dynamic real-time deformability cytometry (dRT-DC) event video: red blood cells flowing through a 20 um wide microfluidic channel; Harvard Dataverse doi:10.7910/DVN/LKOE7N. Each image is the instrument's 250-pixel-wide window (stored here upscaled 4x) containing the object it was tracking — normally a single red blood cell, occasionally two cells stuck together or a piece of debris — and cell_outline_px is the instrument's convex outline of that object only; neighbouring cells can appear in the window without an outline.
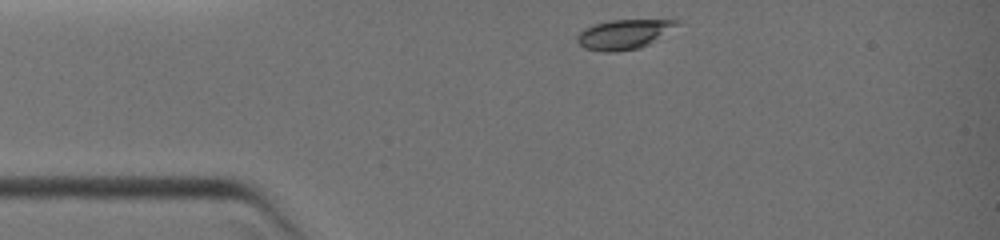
{"species": "common noctule bat (a hibernating species)", "species_latin": "Nyctalus noctula", "temperature_condition": "warm", "stored_images_in_passage": 32, "camera_frame_rate_fps": 3000, "um_per_image_px": 0.085, "animal": {"sex": "female", "body_mass_g": 19.0, "forearm_length_mm": 51.5}, "frame": {"image": 1, "passage_image": 1, "time_ms": 0.0, "image_size_px": [1000, 240], "cell_outline_px": [[680, 24], [648, 44], [640, 48], [616, 52], [604, 52], [584, 48], [576, 40], [576, 36], [580, 32], [596, 24], [612, 20], [680, 20]], "centroid_in_image_um": [53.02, 2.93], "position_along_channel_um": 32.0, "area_um2": 16.88}}
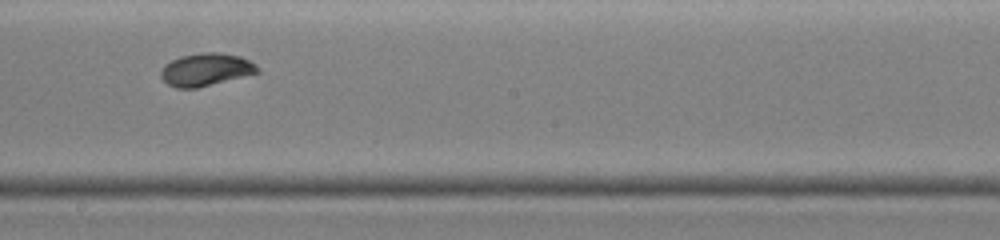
{"frame": {"image": 2, "passage_image": 18, "time_ms": 5.0, "image_size_px": [1000, 240], "cell_outline_px": [[260, 72], [196, 88], [176, 88], [168, 84], [160, 76], [160, 72], [164, 64], [180, 56], [200, 52], [220, 52], [240, 56], [256, 64], [260, 68]], "centroid_in_image_um": [17.49, 5.9], "position_along_channel_um": 230.7, "area_um2": 18.44}}
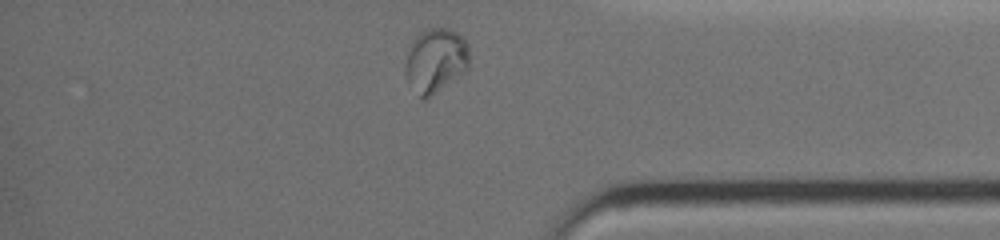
{"frame": {"image": 3, "passage_image": 31, "time_ms": 8.667, "image_size_px": [1000, 240], "cell_outline_px": [[468, 68], [464, 72], [432, 96], [424, 100], [420, 100], [408, 84], [404, 76], [404, 68], [408, 52], [412, 40], [420, 32], [428, 28], [452, 28], [468, 44]], "centroid_in_image_um": [36.98, 5.17], "position_along_channel_um": 398.2, "area_um2": 24.39}}